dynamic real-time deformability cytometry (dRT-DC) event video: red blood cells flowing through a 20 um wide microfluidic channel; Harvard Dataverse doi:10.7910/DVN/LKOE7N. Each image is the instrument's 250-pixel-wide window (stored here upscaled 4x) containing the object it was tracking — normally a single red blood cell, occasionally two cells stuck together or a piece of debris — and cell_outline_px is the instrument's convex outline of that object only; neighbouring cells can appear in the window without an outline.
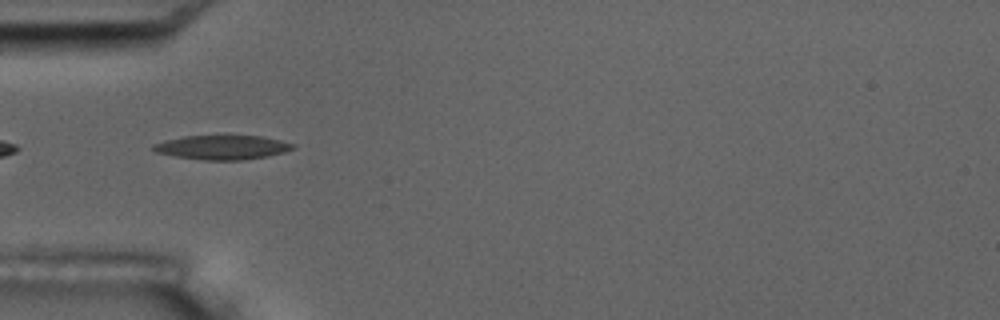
{"species": "common noctule bat (a hibernating species)", "species_latin": "Nyctalus noctula", "temperature_condition": "room temperature", "stored_images_in_passage": 8, "camera_frame_rate_fps": 3000, "um_per_image_px": 0.085, "animal": {"sex": "male", "body_mass_g": 17.5, "forearm_length_mm": 52.3}, "frame": {"image": 1, "passage_image": 2, "time_ms": 1.0, "image_size_px": [1000, 320], "cell_outline_px": [[296, 148], [284, 152], [268, 156], [244, 160], [204, 160], [176, 156], [156, 152], [152, 148], [152, 144], [164, 140], [184, 136], [228, 132], [260, 136], [280, 140], [296, 144]], "centroid_in_image_um": [18.92, 12.47], "position_along_channel_um": 66.1, "area_um2": 20.81}}
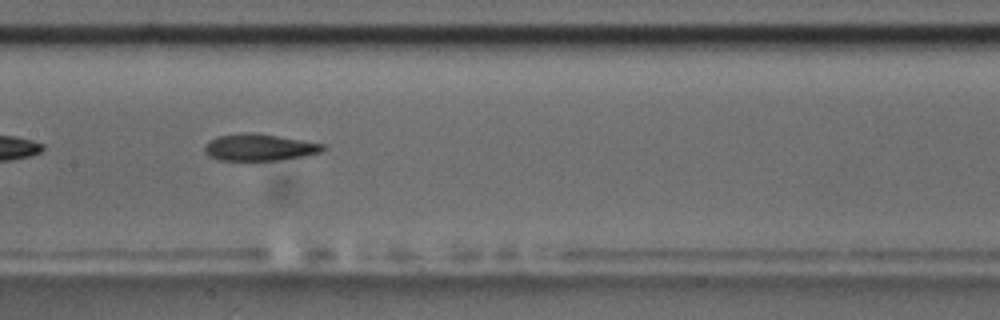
{"frame": {"image": 2, "passage_image": 5, "time_ms": 4.333, "image_size_px": [1000, 320], "cell_outline_px": [[324, 148], [320, 152], [304, 156], [276, 160], [216, 160], [208, 156], [204, 152], [204, 144], [208, 140], [216, 136], [248, 132], [256, 132], [324, 144]], "centroid_in_image_um": [21.96, 12.52], "position_along_channel_um": 185.4, "area_um2": 18.55}}